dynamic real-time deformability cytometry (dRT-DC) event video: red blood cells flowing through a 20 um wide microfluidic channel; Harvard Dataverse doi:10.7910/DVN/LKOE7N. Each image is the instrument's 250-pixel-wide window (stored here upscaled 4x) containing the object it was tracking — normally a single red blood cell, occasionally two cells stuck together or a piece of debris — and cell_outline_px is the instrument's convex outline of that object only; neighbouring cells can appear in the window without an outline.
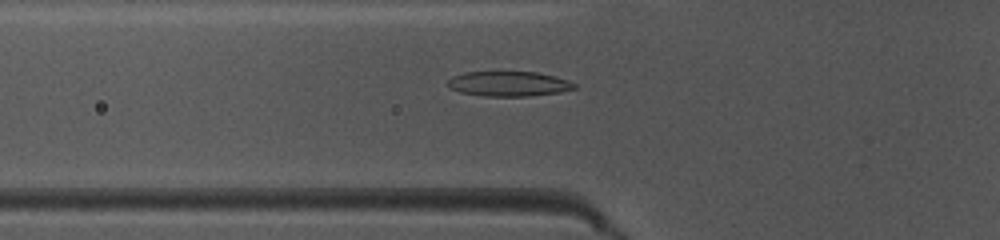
{"species": "common noctule bat (a hibernating species)", "species_latin": "Nyctalus noctula", "temperature_condition": "warm", "stored_images_in_passage": 50, "camera_frame_rate_fps": 3000, "um_per_image_px": 0.085, "animal": {"sex": "female", "body_mass_g": 10.0, "forearm_length_mm": 53.1}, "frame": {"image": 1, "passage_image": 18, "time_ms": 5.667, "image_size_px": [1000, 240], "cell_outline_px": [[580, 88], [560, 92], [528, 96], [484, 96], [460, 92], [448, 88], [448, 80], [452, 76], [464, 72], [536, 72], [556, 76], [568, 80], [576, 84]], "centroid_in_image_um": [43.27, 7.12], "position_along_channel_um": 82.5, "area_um2": 18.55}}
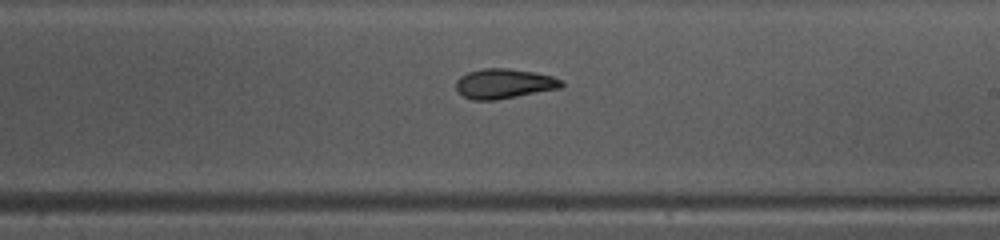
{"frame": {"image": 2, "passage_image": 30, "time_ms": 9.667, "image_size_px": [1000, 240], "cell_outline_px": [[564, 84], [560, 88], [496, 100], [472, 100], [464, 96], [456, 88], [456, 80], [460, 76], [468, 72], [484, 68], [508, 68], [532, 72], [552, 76], [564, 80]], "centroid_in_image_um": [42.85, 7.11], "position_along_channel_um": 246.2, "area_um2": 18.26}}
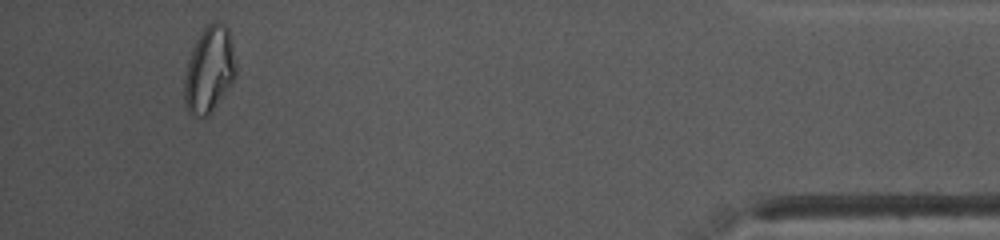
{"frame": {"image": 3, "passage_image": 47, "time_ms": 15.333, "image_size_px": [1000, 240], "cell_outline_px": [[236, 76], [212, 112], [208, 116], [200, 120], [192, 116], [188, 112], [184, 104], [184, 76], [188, 60], [192, 48], [196, 40], [204, 28], [212, 20], [216, 20], [224, 24], [228, 28], [232, 44], [236, 64]], "centroid_in_image_um": [17.77, 5.96], "position_along_channel_um": 417.4, "area_um2": 26.3}, "authors_computed_cell_mechanics": {"area_um2": 18.9584, "velocity_mm_per_s": 4.0655, "shape_relaxation_time_tau1_ms": 5.0923, "shape_relaxation_time_tau2_ms": 1.8149, "deformation_change_tau1": 0.1781, "deformation_change_tau2": 0.0817}}